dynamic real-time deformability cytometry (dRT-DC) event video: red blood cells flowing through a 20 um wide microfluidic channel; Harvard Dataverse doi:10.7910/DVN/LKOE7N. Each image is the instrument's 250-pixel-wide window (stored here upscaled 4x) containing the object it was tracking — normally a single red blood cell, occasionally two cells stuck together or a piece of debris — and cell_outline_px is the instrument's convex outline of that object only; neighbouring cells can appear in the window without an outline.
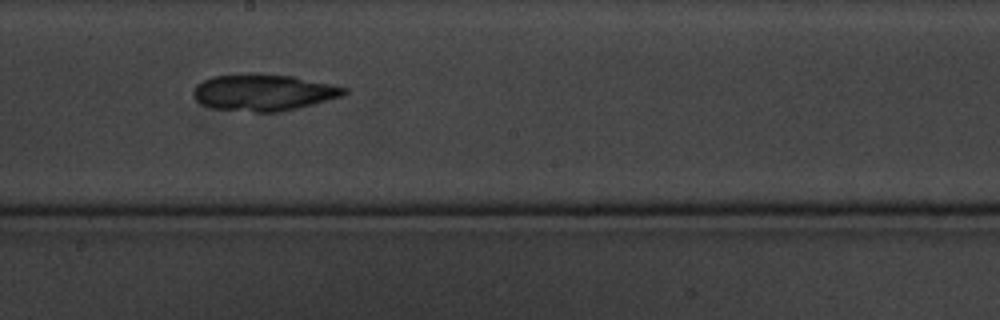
{"species": "common noctule bat (a hibernating species)", "species_latin": "Nyctalus noctula", "temperature_condition": "cold", "stored_images_in_passage": 16, "camera_frame_rate_fps": 3000, "um_per_image_px": 0.085, "animal": {"sex": "male", "body_mass_g": 20.1, "forearm_length_mm": 53.5}, "frame": {"image": 1, "passage_image": 9, "time_ms": 10.667, "image_size_px": [1000, 320], "cell_outline_px": [[348, 92], [344, 96], [280, 112], [256, 112], [212, 108], [200, 104], [196, 100], [192, 92], [196, 84], [212, 76], [292, 76], [332, 84], [348, 88]], "centroid_in_image_um": [22.42, 7.9], "position_along_channel_um": 225.8, "area_um2": 31.33}}
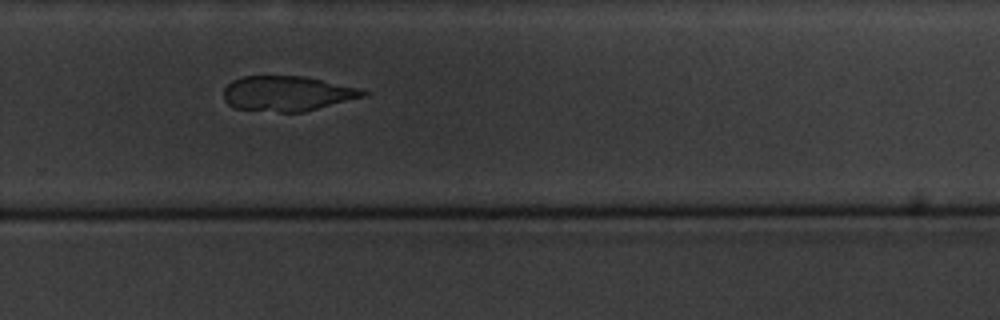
{"frame": {"image": 2, "passage_image": 11, "time_ms": 13.0, "image_size_px": [1000, 320], "cell_outline_px": [[368, 96], [304, 112], [280, 112], [236, 108], [228, 104], [224, 100], [224, 88], [232, 80], [244, 76], [304, 76], [360, 88], [368, 92]], "centroid_in_image_um": [24.45, 7.95], "position_along_channel_um": 305.4, "area_um2": 28.61}}
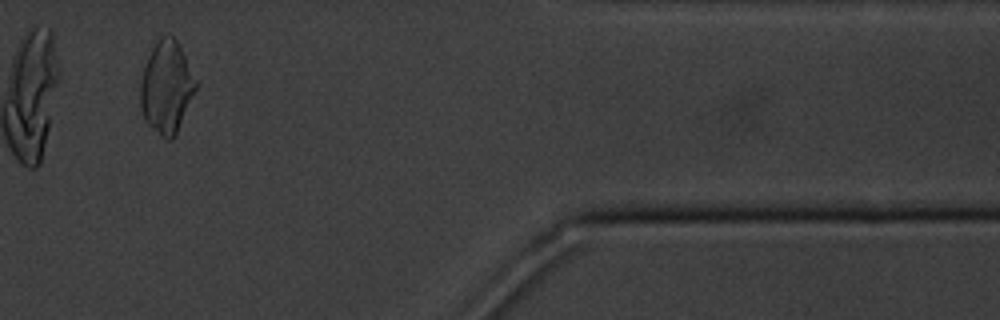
{"frame": {"image": 3, "passage_image": 14, "time_ms": 16.667, "image_size_px": [1000, 320], "cell_outline_px": [[200, 84], [176, 136], [172, 140], [168, 140], [152, 128], [144, 120], [140, 108], [140, 80], [148, 56], [156, 40], [160, 36], [172, 36], [180, 44]], "centroid_in_image_um": [14.2, 7.41], "position_along_channel_um": 397.2, "area_um2": 30.58}}